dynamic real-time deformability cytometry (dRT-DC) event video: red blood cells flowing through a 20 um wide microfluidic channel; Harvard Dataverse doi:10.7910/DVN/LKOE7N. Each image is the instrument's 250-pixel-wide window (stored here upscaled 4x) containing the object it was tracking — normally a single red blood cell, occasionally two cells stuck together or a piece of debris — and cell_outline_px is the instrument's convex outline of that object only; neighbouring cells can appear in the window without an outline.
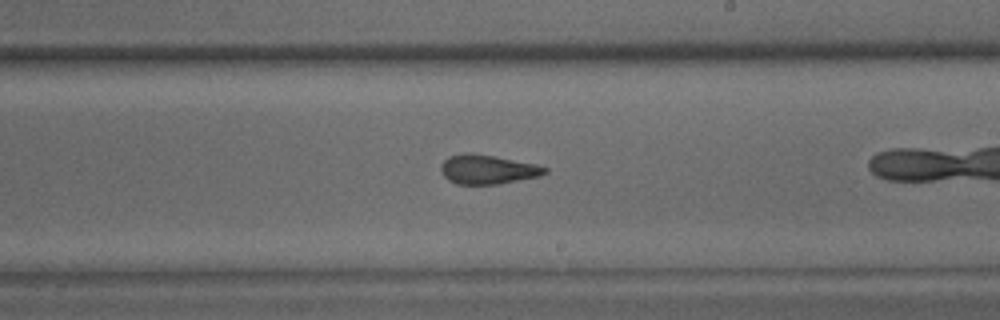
{"species": "common noctule bat (a hibernating species)", "species_latin": "Nyctalus noctula", "temperature_condition": "warm", "stored_images_in_passage": 39, "camera_frame_rate_fps": 3000, "um_per_image_px": 0.085, "animal": {"sex": "male", "body_mass_g": 15.6}, "frame": {"image": 1, "passage_image": 28, "time_ms": 9.0, "image_size_px": [1000, 320], "cell_outline_px": [[548, 172], [540, 176], [496, 184], [456, 184], [448, 180], [444, 176], [440, 168], [440, 164], [448, 156], [464, 152], [468, 152], [492, 156], [536, 164], [548, 168]], "centroid_in_image_um": [41.41, 14.39], "position_along_channel_um": 247.6, "area_um2": 17.69}}
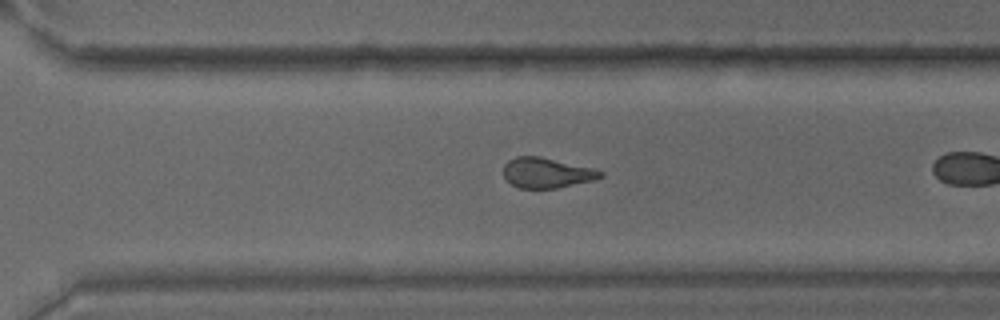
{"frame": {"image": 2, "passage_image": 34, "time_ms": 11.0, "image_size_px": [1000, 320], "cell_outline_px": [[604, 176], [592, 180], [556, 188], [520, 188], [512, 184], [504, 176], [504, 164], [508, 160], [516, 156], [540, 156], [592, 168], [604, 172]], "centroid_in_image_um": [46.45, 14.68], "position_along_channel_um": 324.1, "area_um2": 16.88}}